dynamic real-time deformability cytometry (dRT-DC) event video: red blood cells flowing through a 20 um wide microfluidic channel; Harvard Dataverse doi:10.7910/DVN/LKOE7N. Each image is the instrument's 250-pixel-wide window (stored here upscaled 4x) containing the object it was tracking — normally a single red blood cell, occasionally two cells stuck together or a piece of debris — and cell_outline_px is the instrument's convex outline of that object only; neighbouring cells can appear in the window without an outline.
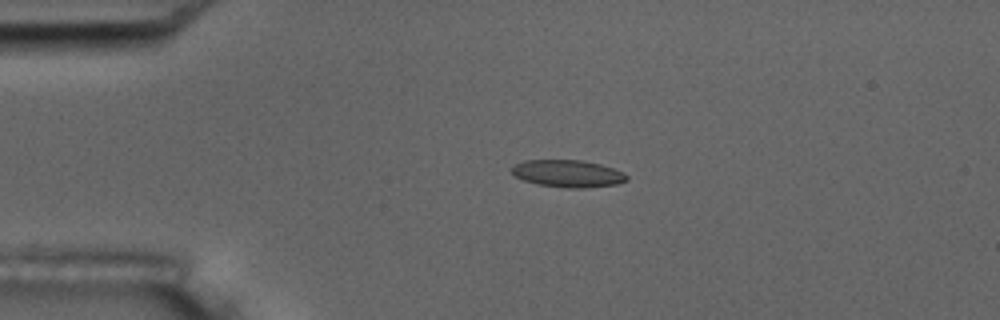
{"species": "common noctule bat (a hibernating species)", "species_latin": "Nyctalus noctula", "temperature_condition": "room temperature", "stored_images_in_passage": 4, "camera_frame_rate_fps": 3000, "um_per_image_px": 0.085, "animal": {"sex": "male", "body_mass_g": 17.5, "forearm_length_mm": 52.3}, "frame": {"image": 1, "passage_image": 3, "time_ms": 2.333, "image_size_px": [1000, 320], "cell_outline_px": [[628, 180], [616, 184], [584, 188], [568, 188], [536, 184], [524, 180], [516, 176], [512, 172], [512, 168], [516, 164], [524, 160], [584, 160], [600, 164], [624, 172], [628, 176]], "centroid_in_image_um": [48.29, 14.75], "position_along_channel_um": 36.7, "area_um2": 18.21}}